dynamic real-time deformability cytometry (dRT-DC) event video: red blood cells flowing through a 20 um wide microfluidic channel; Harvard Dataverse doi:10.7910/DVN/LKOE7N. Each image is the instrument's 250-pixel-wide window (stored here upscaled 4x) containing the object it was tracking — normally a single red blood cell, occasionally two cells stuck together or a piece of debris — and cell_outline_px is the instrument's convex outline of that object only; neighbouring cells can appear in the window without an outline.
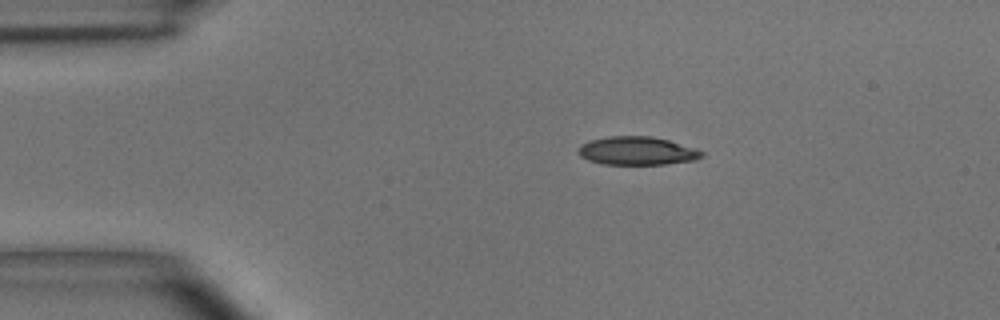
{"species": "common noctule bat (a hibernating species)", "species_latin": "Nyctalus noctula", "temperature_condition": "room temperature", "stored_images_in_passage": 4, "camera_frame_rate_fps": 3000, "um_per_image_px": 0.085, "animal": {"sex": "male", "body_mass_g": 15.6}, "frame": {"image": 1, "passage_image": 2, "time_ms": 1.0, "image_size_px": [1000, 320], "cell_outline_px": [[704, 156], [696, 160], [664, 164], [604, 164], [588, 160], [580, 156], [576, 148], [580, 144], [588, 140], [608, 136], [652, 136], [668, 140], [696, 148], [704, 152]], "centroid_in_image_um": [54.13, 12.81], "position_along_channel_um": 30.9, "area_um2": 20.58}}
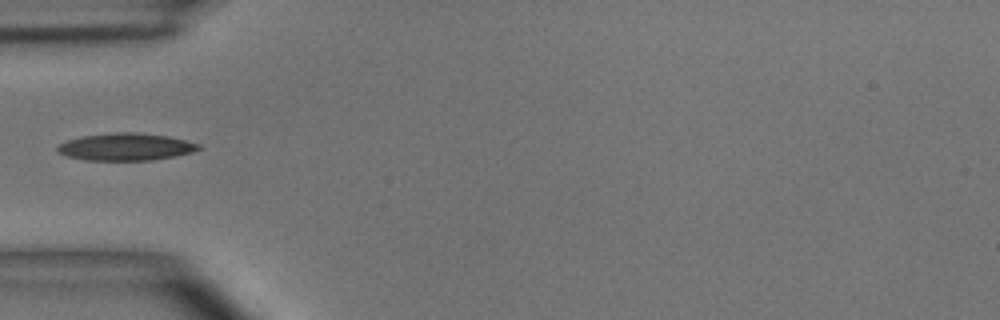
{"frame": {"image": 2, "passage_image": 4, "time_ms": 3.333, "image_size_px": [1000, 320], "cell_outline_px": [[200, 148], [192, 152], [152, 160], [88, 160], [68, 156], [60, 152], [56, 148], [60, 144], [68, 140], [80, 136], [116, 132], [136, 132], [168, 136], [200, 144]], "centroid_in_image_um": [10.69, 12.47], "position_along_channel_um": 74.3, "area_um2": 22.14}}